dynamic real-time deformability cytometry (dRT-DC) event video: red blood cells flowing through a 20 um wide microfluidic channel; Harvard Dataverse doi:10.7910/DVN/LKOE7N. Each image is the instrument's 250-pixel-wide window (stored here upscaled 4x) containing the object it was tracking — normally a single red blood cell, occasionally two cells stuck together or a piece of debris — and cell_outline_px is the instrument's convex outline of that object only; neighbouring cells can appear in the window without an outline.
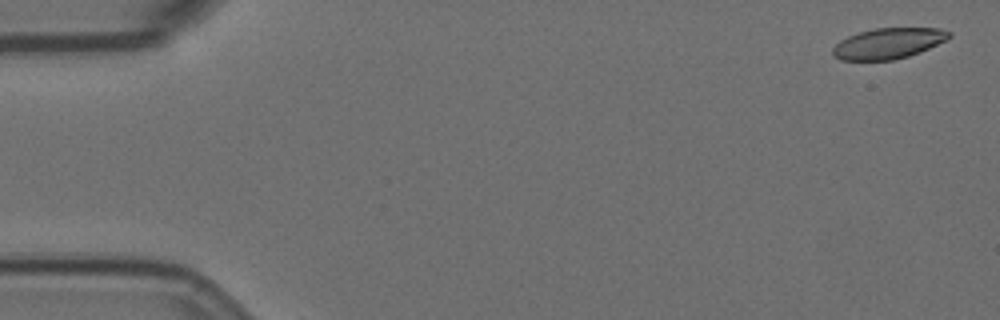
{"species": "Egyptian fruit bat (a non-hibernating species)", "species_latin": "Rousettus aegyptiacus", "temperature_condition": "room temperature", "stored_images_in_passage": 5, "camera_frame_rate_fps": 3000, "um_per_image_px": 0.085, "animal": {"sex": "female"}, "frame": {"image": 1, "passage_image": 1, "time_ms": 0.0, "image_size_px": [1000, 320], "cell_outline_px": [[952, 36], [920, 52], [908, 56], [892, 60], [840, 60], [832, 56], [832, 48], [840, 40], [848, 36], [860, 32], [876, 28], [940, 28], [952, 32]], "centroid_in_image_um": [75.48, 3.69], "position_along_channel_um": 9.5, "area_um2": 20.75}}
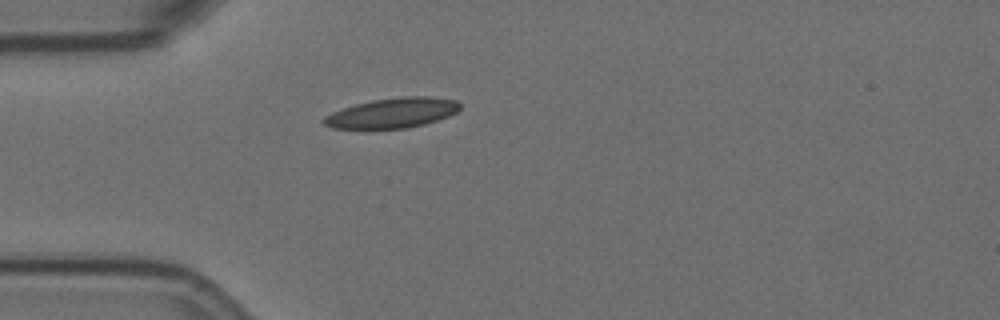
{"frame": {"image": 2, "passage_image": 5, "time_ms": 4.667, "image_size_px": [1000, 320], "cell_outline_px": [[460, 108], [456, 112], [448, 116], [424, 124], [408, 128], [332, 128], [324, 124], [320, 120], [324, 116], [332, 112], [356, 104], [372, 100], [404, 96], [432, 96], [456, 100], [460, 104]], "centroid_in_image_um": [33.35, 9.59], "position_along_channel_um": 51.6, "area_um2": 23.7}}